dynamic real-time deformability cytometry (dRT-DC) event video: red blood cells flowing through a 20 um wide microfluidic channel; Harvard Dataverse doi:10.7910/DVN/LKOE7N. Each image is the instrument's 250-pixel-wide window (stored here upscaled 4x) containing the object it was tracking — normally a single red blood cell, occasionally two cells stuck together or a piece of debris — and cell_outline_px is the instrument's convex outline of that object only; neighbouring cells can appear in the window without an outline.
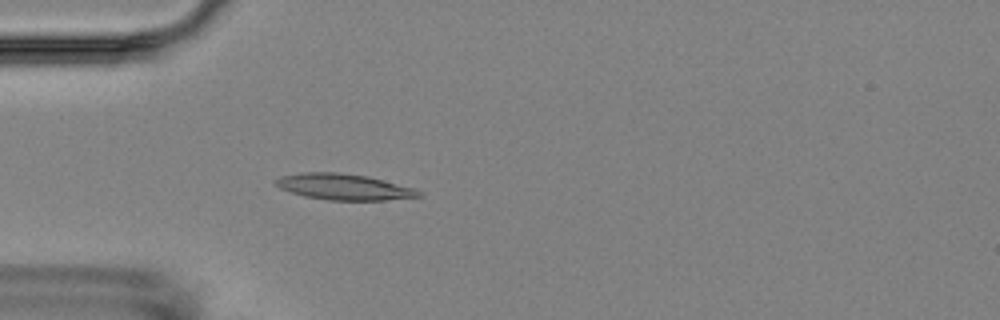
{"species": "Egyptian fruit bat (a non-hibernating species)", "species_latin": "Rousettus aegyptiacus", "temperature_condition": "room temperature", "stored_images_in_passage": 4, "camera_frame_rate_fps": 3000, "um_per_image_px": 0.085, "animal": {"sex": "female"}, "frame": {"image": 1, "passage_image": 4, "time_ms": 3.333, "image_size_px": [1000, 320], "cell_outline_px": [[424, 196], [384, 200], [328, 200], [304, 196], [280, 188], [272, 180], [280, 176], [304, 172], [336, 172], [368, 176], [416, 188], [424, 192]], "centroid_in_image_um": [29.27, 15.88], "position_along_channel_um": 55.7, "area_um2": 21.85}}